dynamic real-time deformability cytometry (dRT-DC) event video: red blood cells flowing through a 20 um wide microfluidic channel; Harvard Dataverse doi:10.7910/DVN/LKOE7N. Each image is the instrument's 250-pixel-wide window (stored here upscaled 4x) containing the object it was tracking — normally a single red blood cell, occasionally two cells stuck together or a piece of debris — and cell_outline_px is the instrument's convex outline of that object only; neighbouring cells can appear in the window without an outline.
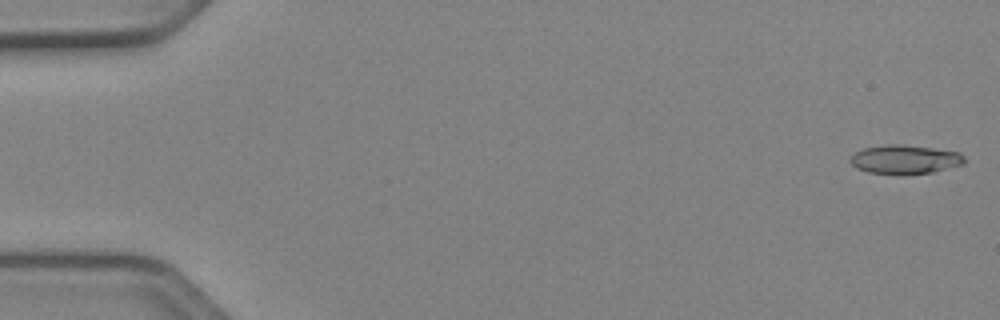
{"species": "Egyptian fruit bat (a non-hibernating species)", "species_latin": "Rousettus aegyptiacus", "temperature_condition": "cold", "stored_images_in_passage": 51, "camera_frame_rate_fps": 3000, "um_per_image_px": 0.085, "animal": {"sex": "female"}, "frame": {"image": 1, "passage_image": 1, "time_ms": 0.0, "image_size_px": [1000, 320], "cell_outline_px": [[964, 164], [932, 172], [904, 176], [900, 176], [868, 172], [856, 168], [848, 160], [856, 152], [864, 148], [888, 144], [900, 144], [932, 148], [960, 152], [964, 156]], "centroid_in_image_um": [76.91, 13.57], "position_along_channel_um": 8.1, "area_um2": 19.54}}
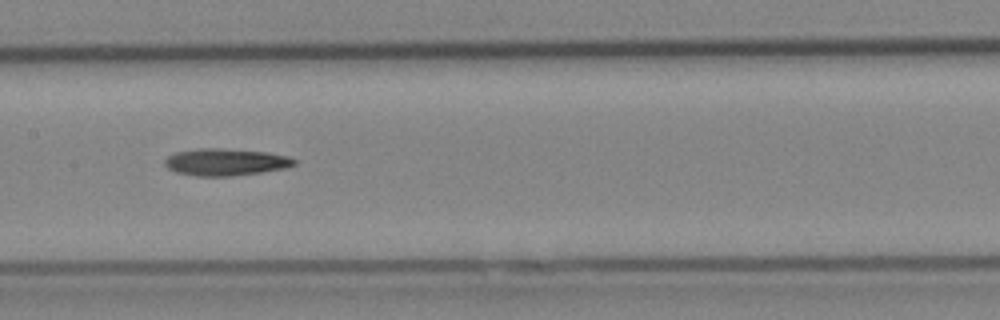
{"frame": {"image": 2, "passage_image": 26, "time_ms": 8.333, "image_size_px": [1000, 320], "cell_outline_px": [[296, 164], [288, 168], [232, 176], [196, 176], [176, 172], [168, 168], [164, 164], [164, 160], [168, 156], [176, 152], [200, 148], [220, 148], [268, 152], [288, 156], [296, 160]], "centroid_in_image_um": [19.19, 13.77], "position_along_channel_um": 188.2, "area_um2": 20.46}}
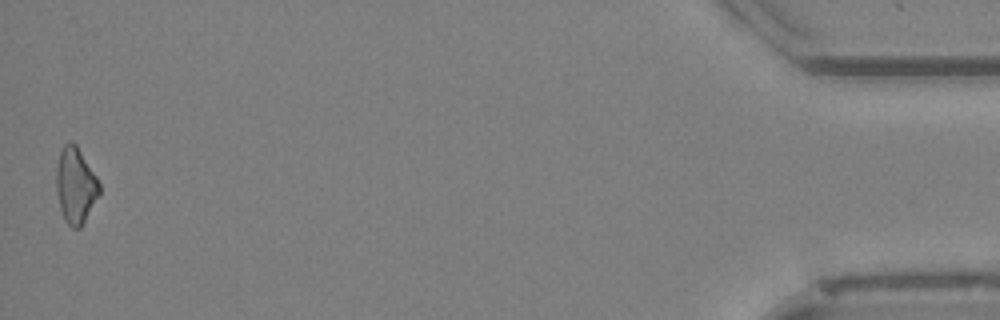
{"frame": {"image": 3, "passage_image": 51, "time_ms": 16.667, "image_size_px": [1000, 320], "cell_outline_px": [[100, 192], [80, 228], [72, 228], [64, 220], [60, 208], [56, 192], [56, 168], [60, 148], [68, 140], [72, 140], [76, 144], [96, 176], [100, 184]], "centroid_in_image_um": [6.39, 15.72], "position_along_channel_um": 428.8, "area_um2": 19.07}, "authors_computed_cell_mechanics": {"area_um2": 19.4208, "velocity_mm_per_s": 3.989, "shape_relaxation_time_tau1_ms": 6.6795, "shape_relaxation_time_tau2_ms": null, "deformation_change_tau1": 0.146, "deformation_change_tau2": null}}